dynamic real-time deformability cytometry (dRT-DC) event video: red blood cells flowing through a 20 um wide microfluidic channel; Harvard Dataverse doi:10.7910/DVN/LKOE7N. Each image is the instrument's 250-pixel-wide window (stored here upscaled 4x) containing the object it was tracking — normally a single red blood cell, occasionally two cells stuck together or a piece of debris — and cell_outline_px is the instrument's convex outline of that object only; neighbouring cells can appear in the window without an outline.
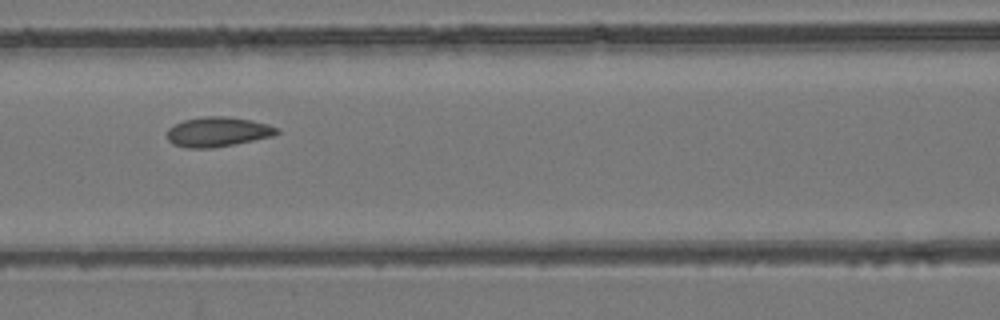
{"species": "common noctule bat (a hibernating species)", "species_latin": "Nyctalus noctula", "temperature_condition": "room temperature", "stored_images_in_passage": 9, "camera_frame_rate_fps": 3000, "um_per_image_px": 0.085, "animal": {"sex": "female", "body_mass_g": 24.6, "forearm_length_mm": 56.2}, "frame": {"image": 1, "passage_image": 7, "time_ms": 8.667, "image_size_px": [1000, 320], "cell_outline_px": [[280, 132], [272, 136], [212, 148], [188, 148], [172, 144], [168, 140], [168, 128], [184, 120], [204, 116], [228, 116], [252, 120], [268, 124], [280, 128]], "centroid_in_image_um": [18.52, 11.2], "position_along_channel_um": 148.1, "area_um2": 18.96}}
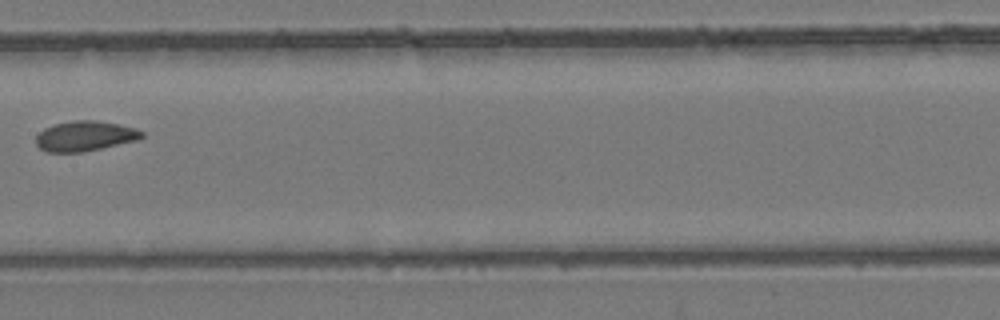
{"frame": {"image": 2, "passage_image": 8, "time_ms": 10.0, "image_size_px": [1000, 320], "cell_outline_px": [[144, 136], [136, 140], [100, 148], [80, 152], [48, 152], [40, 148], [36, 144], [36, 136], [44, 128], [56, 124], [72, 120], [96, 120], [120, 124], [136, 128], [144, 132]], "centroid_in_image_um": [7.22, 11.55], "position_along_channel_um": 200.2, "area_um2": 18.44}}
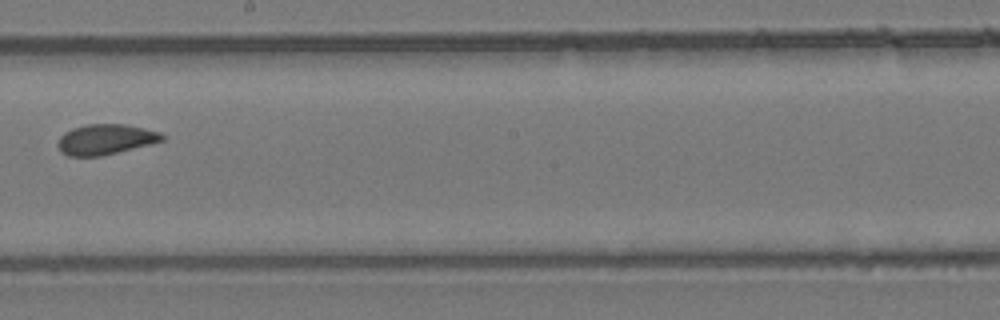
{"frame": {"image": 3, "passage_image": 9, "time_ms": 11.0, "image_size_px": [1000, 320], "cell_outline_px": [[164, 140], [100, 156], [68, 156], [60, 152], [56, 144], [60, 136], [64, 132], [72, 128], [88, 124], [124, 124], [144, 128], [160, 132], [164, 136]], "centroid_in_image_um": [8.91, 11.84], "position_along_channel_um": 239.3, "area_um2": 18.32}}